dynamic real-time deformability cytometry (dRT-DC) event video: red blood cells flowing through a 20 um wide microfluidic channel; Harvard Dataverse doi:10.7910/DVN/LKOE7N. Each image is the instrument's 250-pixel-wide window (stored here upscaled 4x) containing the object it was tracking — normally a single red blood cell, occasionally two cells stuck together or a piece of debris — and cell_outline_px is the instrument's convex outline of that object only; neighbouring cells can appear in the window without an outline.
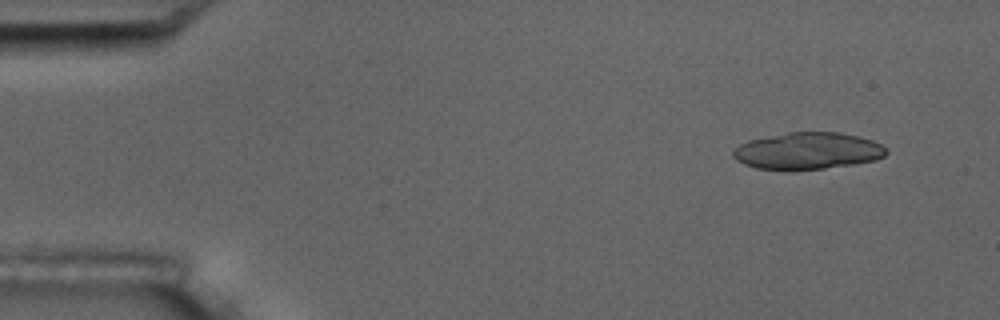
{"species": "common noctule bat (a hibernating species)", "species_latin": "Nyctalus noctula", "temperature_condition": "room temperature", "stored_images_in_passage": 6, "camera_frame_rate_fps": 3000, "um_per_image_px": 0.085, "animal": {"sex": "male", "body_mass_g": 17.5, "forearm_length_mm": 52.3}, "frame": {"image": 1, "passage_image": 2, "time_ms": 1.333, "image_size_px": [1000, 320], "cell_outline_px": [[888, 152], [884, 156], [876, 160], [852, 164], [824, 168], [756, 168], [744, 164], [736, 160], [732, 156], [732, 152], [740, 144], [748, 140], [788, 132], [840, 132], [860, 136], [872, 140], [880, 144]], "centroid_in_image_um": [68.66, 12.8], "position_along_channel_um": 16.3, "area_um2": 32.37}}
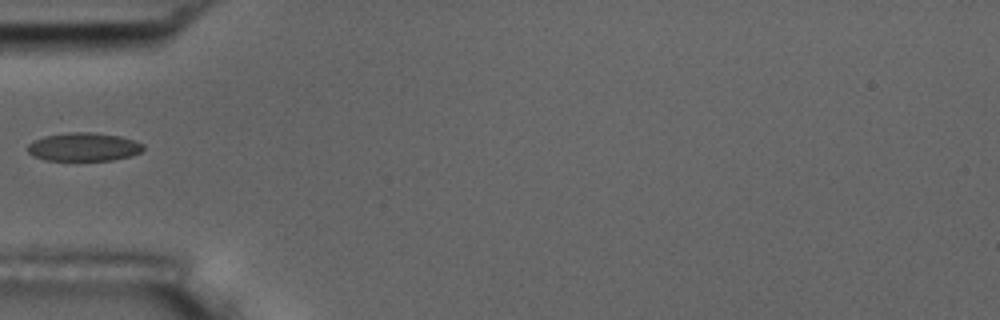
{"frame": {"image": 2, "passage_image": 6, "time_ms": 6.0, "image_size_px": [1000, 320], "cell_outline_px": [[144, 148], [140, 152], [132, 156], [112, 160], [44, 160], [28, 152], [28, 144], [32, 140], [44, 136], [68, 132], [96, 132], [120, 136], [144, 144]], "centroid_in_image_um": [7.12, 12.48], "position_along_channel_um": 77.9, "area_um2": 19.19}}